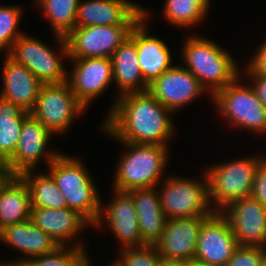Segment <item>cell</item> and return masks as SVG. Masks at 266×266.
<instances>
[{"instance_id":"obj_1","label":"cell","mask_w":266,"mask_h":266,"mask_svg":"<svg viewBox=\"0 0 266 266\" xmlns=\"http://www.w3.org/2000/svg\"><path fill=\"white\" fill-rule=\"evenodd\" d=\"M110 109L101 127L118 142L168 146L174 136L172 111L149 91L117 96Z\"/></svg>"},{"instance_id":"obj_2","label":"cell","mask_w":266,"mask_h":266,"mask_svg":"<svg viewBox=\"0 0 266 266\" xmlns=\"http://www.w3.org/2000/svg\"><path fill=\"white\" fill-rule=\"evenodd\" d=\"M183 45L184 68L188 69L212 97L217 91L234 82L240 72L237 64L224 48L217 43L193 35Z\"/></svg>"},{"instance_id":"obj_3","label":"cell","mask_w":266,"mask_h":266,"mask_svg":"<svg viewBox=\"0 0 266 266\" xmlns=\"http://www.w3.org/2000/svg\"><path fill=\"white\" fill-rule=\"evenodd\" d=\"M61 152L47 167L65 198L67 208L78 211L93 226L99 219L101 198L85 164Z\"/></svg>"},{"instance_id":"obj_4","label":"cell","mask_w":266,"mask_h":266,"mask_svg":"<svg viewBox=\"0 0 266 266\" xmlns=\"http://www.w3.org/2000/svg\"><path fill=\"white\" fill-rule=\"evenodd\" d=\"M127 149L116 168L113 189L130 191L160 184L168 163L169 147L156 144L121 142Z\"/></svg>"},{"instance_id":"obj_5","label":"cell","mask_w":266,"mask_h":266,"mask_svg":"<svg viewBox=\"0 0 266 266\" xmlns=\"http://www.w3.org/2000/svg\"><path fill=\"white\" fill-rule=\"evenodd\" d=\"M265 159V156H247L205 169L209 200L215 213H221L233 202L251 196L255 173Z\"/></svg>"},{"instance_id":"obj_6","label":"cell","mask_w":266,"mask_h":266,"mask_svg":"<svg viewBox=\"0 0 266 266\" xmlns=\"http://www.w3.org/2000/svg\"><path fill=\"white\" fill-rule=\"evenodd\" d=\"M54 37L60 45L58 52H54L46 43L24 32L7 55L15 62L26 66L42 84L64 83L68 79V70L62 60L65 57L66 60L69 59L68 46L65 37L56 34Z\"/></svg>"},{"instance_id":"obj_7","label":"cell","mask_w":266,"mask_h":266,"mask_svg":"<svg viewBox=\"0 0 266 266\" xmlns=\"http://www.w3.org/2000/svg\"><path fill=\"white\" fill-rule=\"evenodd\" d=\"M166 176L161 184L160 205L166 219L210 217L215 213L209 200L208 180Z\"/></svg>"},{"instance_id":"obj_8","label":"cell","mask_w":266,"mask_h":266,"mask_svg":"<svg viewBox=\"0 0 266 266\" xmlns=\"http://www.w3.org/2000/svg\"><path fill=\"white\" fill-rule=\"evenodd\" d=\"M140 6L122 25L75 27L66 37L69 59L111 58L143 16Z\"/></svg>"},{"instance_id":"obj_9","label":"cell","mask_w":266,"mask_h":266,"mask_svg":"<svg viewBox=\"0 0 266 266\" xmlns=\"http://www.w3.org/2000/svg\"><path fill=\"white\" fill-rule=\"evenodd\" d=\"M241 77L217 91L211 97L213 103L231 125L266 134V108L251 85L240 83Z\"/></svg>"},{"instance_id":"obj_10","label":"cell","mask_w":266,"mask_h":266,"mask_svg":"<svg viewBox=\"0 0 266 266\" xmlns=\"http://www.w3.org/2000/svg\"><path fill=\"white\" fill-rule=\"evenodd\" d=\"M85 110L66 81L42 84L35 108L30 114L54 135L67 132L74 119Z\"/></svg>"},{"instance_id":"obj_11","label":"cell","mask_w":266,"mask_h":266,"mask_svg":"<svg viewBox=\"0 0 266 266\" xmlns=\"http://www.w3.org/2000/svg\"><path fill=\"white\" fill-rule=\"evenodd\" d=\"M53 134L31 114L23 121L18 144L13 155L5 162L8 175H20L35 170L41 158L49 165L61 153L47 152V144ZM46 151V152H45ZM54 151V152H53Z\"/></svg>"},{"instance_id":"obj_12","label":"cell","mask_w":266,"mask_h":266,"mask_svg":"<svg viewBox=\"0 0 266 266\" xmlns=\"http://www.w3.org/2000/svg\"><path fill=\"white\" fill-rule=\"evenodd\" d=\"M209 217L168 219L161 238L155 243L164 263L194 262L197 240L202 224Z\"/></svg>"},{"instance_id":"obj_13","label":"cell","mask_w":266,"mask_h":266,"mask_svg":"<svg viewBox=\"0 0 266 266\" xmlns=\"http://www.w3.org/2000/svg\"><path fill=\"white\" fill-rule=\"evenodd\" d=\"M238 246L229 221L221 213H214L201 226L194 262L226 266Z\"/></svg>"},{"instance_id":"obj_14","label":"cell","mask_w":266,"mask_h":266,"mask_svg":"<svg viewBox=\"0 0 266 266\" xmlns=\"http://www.w3.org/2000/svg\"><path fill=\"white\" fill-rule=\"evenodd\" d=\"M72 71L67 82L77 100L87 109L92 101L103 95L113 80L111 58L71 59Z\"/></svg>"},{"instance_id":"obj_15","label":"cell","mask_w":266,"mask_h":266,"mask_svg":"<svg viewBox=\"0 0 266 266\" xmlns=\"http://www.w3.org/2000/svg\"><path fill=\"white\" fill-rule=\"evenodd\" d=\"M221 214L229 221L238 245L266 248V208L252 196L233 202Z\"/></svg>"},{"instance_id":"obj_16","label":"cell","mask_w":266,"mask_h":266,"mask_svg":"<svg viewBox=\"0 0 266 266\" xmlns=\"http://www.w3.org/2000/svg\"><path fill=\"white\" fill-rule=\"evenodd\" d=\"M148 91L172 112L184 108L204 93L208 94L188 69L178 65H174L149 84Z\"/></svg>"},{"instance_id":"obj_17","label":"cell","mask_w":266,"mask_h":266,"mask_svg":"<svg viewBox=\"0 0 266 266\" xmlns=\"http://www.w3.org/2000/svg\"><path fill=\"white\" fill-rule=\"evenodd\" d=\"M113 194L115 197L107 205L103 206V202H101L99 219L94 226L99 228L104 222L106 226L108 224L109 229L119 239L120 244L123 245L120 248L145 245L146 243L140 235L139 222L132 195L128 191L116 189H114Z\"/></svg>"},{"instance_id":"obj_18","label":"cell","mask_w":266,"mask_h":266,"mask_svg":"<svg viewBox=\"0 0 266 266\" xmlns=\"http://www.w3.org/2000/svg\"><path fill=\"white\" fill-rule=\"evenodd\" d=\"M149 12L143 8V16L136 23V49L141 74L144 80L151 84L165 71L172 68V56L168 45L155 36L148 35L146 20Z\"/></svg>"},{"instance_id":"obj_19","label":"cell","mask_w":266,"mask_h":266,"mask_svg":"<svg viewBox=\"0 0 266 266\" xmlns=\"http://www.w3.org/2000/svg\"><path fill=\"white\" fill-rule=\"evenodd\" d=\"M31 221L49 234L59 246H70L74 237L92 224L78 211L70 208H31Z\"/></svg>"},{"instance_id":"obj_20","label":"cell","mask_w":266,"mask_h":266,"mask_svg":"<svg viewBox=\"0 0 266 266\" xmlns=\"http://www.w3.org/2000/svg\"><path fill=\"white\" fill-rule=\"evenodd\" d=\"M2 71L3 87L0 96L31 112L36 105L42 83L24 65L4 56Z\"/></svg>"},{"instance_id":"obj_21","label":"cell","mask_w":266,"mask_h":266,"mask_svg":"<svg viewBox=\"0 0 266 266\" xmlns=\"http://www.w3.org/2000/svg\"><path fill=\"white\" fill-rule=\"evenodd\" d=\"M113 80L118 87V96L127 93L148 91L149 84L141 74L136 49V24L129 37L116 49L111 57Z\"/></svg>"},{"instance_id":"obj_22","label":"cell","mask_w":266,"mask_h":266,"mask_svg":"<svg viewBox=\"0 0 266 266\" xmlns=\"http://www.w3.org/2000/svg\"><path fill=\"white\" fill-rule=\"evenodd\" d=\"M0 241L24 253L15 261H8L12 266L16 262L31 260L36 256L54 252L58 243L47 233L37 227L31 219L5 227L0 231ZM26 254V255H25Z\"/></svg>"},{"instance_id":"obj_23","label":"cell","mask_w":266,"mask_h":266,"mask_svg":"<svg viewBox=\"0 0 266 266\" xmlns=\"http://www.w3.org/2000/svg\"><path fill=\"white\" fill-rule=\"evenodd\" d=\"M139 7L129 0L80 1L75 27L122 25Z\"/></svg>"},{"instance_id":"obj_24","label":"cell","mask_w":266,"mask_h":266,"mask_svg":"<svg viewBox=\"0 0 266 266\" xmlns=\"http://www.w3.org/2000/svg\"><path fill=\"white\" fill-rule=\"evenodd\" d=\"M29 189L19 175L0 179V231L31 218Z\"/></svg>"},{"instance_id":"obj_25","label":"cell","mask_w":266,"mask_h":266,"mask_svg":"<svg viewBox=\"0 0 266 266\" xmlns=\"http://www.w3.org/2000/svg\"><path fill=\"white\" fill-rule=\"evenodd\" d=\"M134 200L140 235L146 244H155L162 236L167 221L155 187L128 191Z\"/></svg>"},{"instance_id":"obj_26","label":"cell","mask_w":266,"mask_h":266,"mask_svg":"<svg viewBox=\"0 0 266 266\" xmlns=\"http://www.w3.org/2000/svg\"><path fill=\"white\" fill-rule=\"evenodd\" d=\"M30 112L0 96V159L5 163L15 152L23 121Z\"/></svg>"},{"instance_id":"obj_27","label":"cell","mask_w":266,"mask_h":266,"mask_svg":"<svg viewBox=\"0 0 266 266\" xmlns=\"http://www.w3.org/2000/svg\"><path fill=\"white\" fill-rule=\"evenodd\" d=\"M33 173V170H29L19 175L29 189L31 207L66 208L65 198L52 175L48 172L34 176Z\"/></svg>"},{"instance_id":"obj_28","label":"cell","mask_w":266,"mask_h":266,"mask_svg":"<svg viewBox=\"0 0 266 266\" xmlns=\"http://www.w3.org/2000/svg\"><path fill=\"white\" fill-rule=\"evenodd\" d=\"M81 0H35L44 18L51 23L54 34L66 37L76 24L78 5Z\"/></svg>"},{"instance_id":"obj_29","label":"cell","mask_w":266,"mask_h":266,"mask_svg":"<svg viewBox=\"0 0 266 266\" xmlns=\"http://www.w3.org/2000/svg\"><path fill=\"white\" fill-rule=\"evenodd\" d=\"M209 5L210 0H166L162 13L170 24L188 28L203 21Z\"/></svg>"},{"instance_id":"obj_30","label":"cell","mask_w":266,"mask_h":266,"mask_svg":"<svg viewBox=\"0 0 266 266\" xmlns=\"http://www.w3.org/2000/svg\"><path fill=\"white\" fill-rule=\"evenodd\" d=\"M82 242L59 246L54 252L16 262L12 266H87L90 262Z\"/></svg>"},{"instance_id":"obj_31","label":"cell","mask_w":266,"mask_h":266,"mask_svg":"<svg viewBox=\"0 0 266 266\" xmlns=\"http://www.w3.org/2000/svg\"><path fill=\"white\" fill-rule=\"evenodd\" d=\"M118 258L110 264L112 266H162L164 261L160 257L155 244L120 248Z\"/></svg>"},{"instance_id":"obj_32","label":"cell","mask_w":266,"mask_h":266,"mask_svg":"<svg viewBox=\"0 0 266 266\" xmlns=\"http://www.w3.org/2000/svg\"><path fill=\"white\" fill-rule=\"evenodd\" d=\"M22 9L19 6H0V51L10 52L15 41L23 34L19 32Z\"/></svg>"},{"instance_id":"obj_33","label":"cell","mask_w":266,"mask_h":266,"mask_svg":"<svg viewBox=\"0 0 266 266\" xmlns=\"http://www.w3.org/2000/svg\"><path fill=\"white\" fill-rule=\"evenodd\" d=\"M265 248L239 245L226 266H261Z\"/></svg>"},{"instance_id":"obj_34","label":"cell","mask_w":266,"mask_h":266,"mask_svg":"<svg viewBox=\"0 0 266 266\" xmlns=\"http://www.w3.org/2000/svg\"><path fill=\"white\" fill-rule=\"evenodd\" d=\"M251 196L266 208V159L255 173Z\"/></svg>"},{"instance_id":"obj_35","label":"cell","mask_w":266,"mask_h":266,"mask_svg":"<svg viewBox=\"0 0 266 266\" xmlns=\"http://www.w3.org/2000/svg\"><path fill=\"white\" fill-rule=\"evenodd\" d=\"M266 39V38H265ZM249 63L245 65L253 74L266 76V40L257 49V52L252 56Z\"/></svg>"},{"instance_id":"obj_36","label":"cell","mask_w":266,"mask_h":266,"mask_svg":"<svg viewBox=\"0 0 266 266\" xmlns=\"http://www.w3.org/2000/svg\"><path fill=\"white\" fill-rule=\"evenodd\" d=\"M246 70L245 74L251 80V87L254 89L257 97L263 103L266 108V76L253 74L246 66H244Z\"/></svg>"},{"instance_id":"obj_37","label":"cell","mask_w":266,"mask_h":266,"mask_svg":"<svg viewBox=\"0 0 266 266\" xmlns=\"http://www.w3.org/2000/svg\"><path fill=\"white\" fill-rule=\"evenodd\" d=\"M7 175H8V174H7L6 169H0V179H1L2 177L7 176Z\"/></svg>"},{"instance_id":"obj_38","label":"cell","mask_w":266,"mask_h":266,"mask_svg":"<svg viewBox=\"0 0 266 266\" xmlns=\"http://www.w3.org/2000/svg\"><path fill=\"white\" fill-rule=\"evenodd\" d=\"M162 266H185V264L163 263Z\"/></svg>"},{"instance_id":"obj_39","label":"cell","mask_w":266,"mask_h":266,"mask_svg":"<svg viewBox=\"0 0 266 266\" xmlns=\"http://www.w3.org/2000/svg\"><path fill=\"white\" fill-rule=\"evenodd\" d=\"M185 266H206V265H202V264H198L196 262H192V263L185 264Z\"/></svg>"},{"instance_id":"obj_40","label":"cell","mask_w":266,"mask_h":266,"mask_svg":"<svg viewBox=\"0 0 266 266\" xmlns=\"http://www.w3.org/2000/svg\"><path fill=\"white\" fill-rule=\"evenodd\" d=\"M261 266H266V248H265V254H264Z\"/></svg>"},{"instance_id":"obj_41","label":"cell","mask_w":266,"mask_h":266,"mask_svg":"<svg viewBox=\"0 0 266 266\" xmlns=\"http://www.w3.org/2000/svg\"><path fill=\"white\" fill-rule=\"evenodd\" d=\"M0 169H6L5 163L0 159Z\"/></svg>"},{"instance_id":"obj_42","label":"cell","mask_w":266,"mask_h":266,"mask_svg":"<svg viewBox=\"0 0 266 266\" xmlns=\"http://www.w3.org/2000/svg\"><path fill=\"white\" fill-rule=\"evenodd\" d=\"M0 266H10V265H9V263H7V262H5L4 264H3V262H2V264L0 263Z\"/></svg>"},{"instance_id":"obj_43","label":"cell","mask_w":266,"mask_h":266,"mask_svg":"<svg viewBox=\"0 0 266 266\" xmlns=\"http://www.w3.org/2000/svg\"><path fill=\"white\" fill-rule=\"evenodd\" d=\"M87 266H93V265H91V262H89V263L87 264ZM107 266H112V265L109 264V265H107Z\"/></svg>"}]
</instances>
